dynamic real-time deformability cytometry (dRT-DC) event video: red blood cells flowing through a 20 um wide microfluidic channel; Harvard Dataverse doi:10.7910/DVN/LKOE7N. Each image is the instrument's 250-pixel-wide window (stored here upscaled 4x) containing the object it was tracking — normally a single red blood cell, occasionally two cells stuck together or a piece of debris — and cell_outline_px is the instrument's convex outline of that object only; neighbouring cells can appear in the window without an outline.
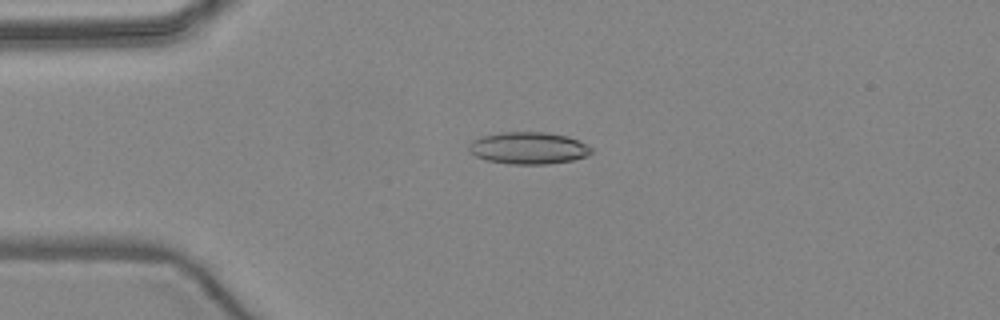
{"species": "common noctule bat (a hibernating species)", "species_latin": "Nyctalus noctula", "temperature_condition": "warm", "stored_images_in_passage": 3, "camera_frame_rate_fps": 3000, "um_per_image_px": 0.085, "animal": {"sex": "female", "body_mass_g": 24.6, "forearm_length_mm": 56.2}, "frame": {"image": 1, "passage_image": 2, "time_ms": 1.667, "image_size_px": [1000, 320], "cell_outline_px": [[592, 152], [588, 156], [572, 160], [548, 164], [508, 164], [488, 160], [476, 156], [468, 152], [468, 144], [472, 140], [480, 136], [500, 132], [544, 132], [568, 136], [592, 148]], "centroid_in_image_um": [44.87, 12.58], "position_along_channel_um": 40.1, "area_um2": 22.95}}